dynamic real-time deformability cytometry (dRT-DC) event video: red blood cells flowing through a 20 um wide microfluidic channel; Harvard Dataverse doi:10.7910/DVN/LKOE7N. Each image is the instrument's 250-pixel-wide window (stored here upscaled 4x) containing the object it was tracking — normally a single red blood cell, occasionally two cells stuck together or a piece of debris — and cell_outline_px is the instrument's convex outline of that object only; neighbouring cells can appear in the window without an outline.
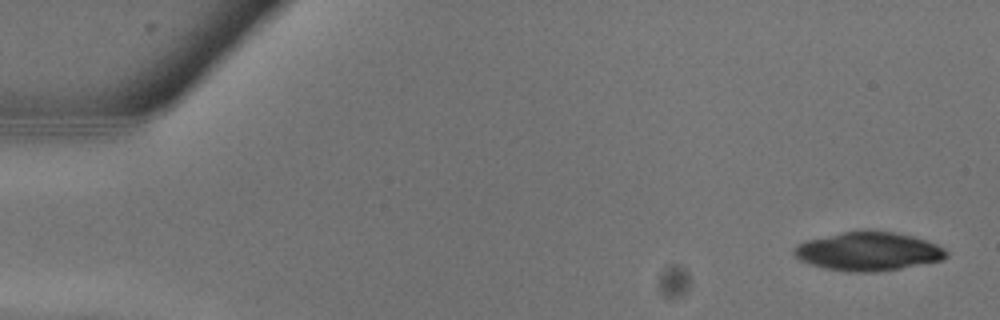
{"species": "common noctule bat (a hibernating species)", "species_latin": "Nyctalus noctula", "temperature_condition": "warm", "stored_images_in_passage": 11, "camera_frame_rate_fps": 3000, "um_per_image_px": 0.085, "animal": {"sex": "male", "body_mass_g": 13.3}, "frame": {"image": 1, "passage_image": 1, "time_ms": 0.0, "image_size_px": [1000, 320], "cell_outline_px": [[948, 256], [944, 260], [900, 268], [872, 272], [852, 272], [824, 268], [800, 260], [792, 252], [796, 244], [804, 240], [840, 232], [864, 228], [892, 232], [912, 236], [936, 244], [944, 248], [948, 252]], "centroid_in_image_um": [73.78, 21.34], "position_along_channel_um": 11.2, "area_um2": 34.68}}